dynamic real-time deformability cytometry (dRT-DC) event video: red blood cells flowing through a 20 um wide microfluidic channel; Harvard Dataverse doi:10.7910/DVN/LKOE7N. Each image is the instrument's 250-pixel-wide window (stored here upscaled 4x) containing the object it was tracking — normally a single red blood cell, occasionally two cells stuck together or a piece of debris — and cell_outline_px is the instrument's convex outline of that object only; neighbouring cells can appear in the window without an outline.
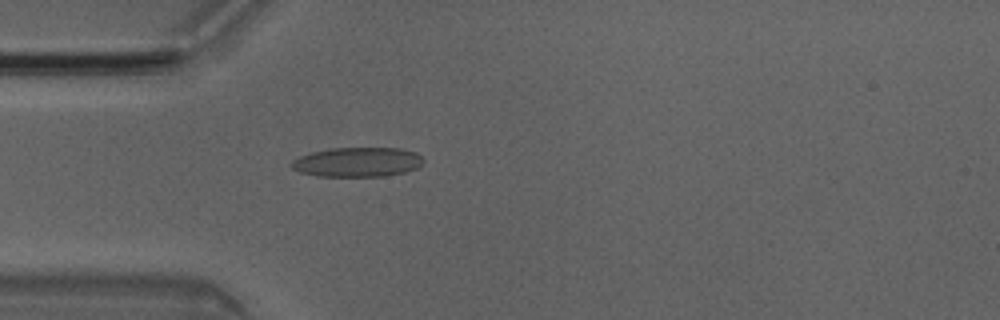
{"species": "Egyptian fruit bat (a non-hibernating species)", "species_latin": "Rousettus aegyptiacus", "temperature_condition": "room temperature", "stored_images_in_passage": 4, "camera_frame_rate_fps": 3000, "um_per_image_px": 0.085, "animal": {"sex": "male"}, "frame": {"image": 1, "passage_image": 4, "time_ms": 1.0, "image_size_px": [1000, 320], "cell_outline_px": [[424, 160], [416, 168], [404, 172], [384, 176], [320, 176], [300, 172], [292, 168], [292, 160], [300, 156], [312, 152], [332, 148], [400, 148], [416, 152]], "centroid_in_image_um": [30.38, 13.77], "position_along_channel_um": 54.6, "area_um2": 22.48}}